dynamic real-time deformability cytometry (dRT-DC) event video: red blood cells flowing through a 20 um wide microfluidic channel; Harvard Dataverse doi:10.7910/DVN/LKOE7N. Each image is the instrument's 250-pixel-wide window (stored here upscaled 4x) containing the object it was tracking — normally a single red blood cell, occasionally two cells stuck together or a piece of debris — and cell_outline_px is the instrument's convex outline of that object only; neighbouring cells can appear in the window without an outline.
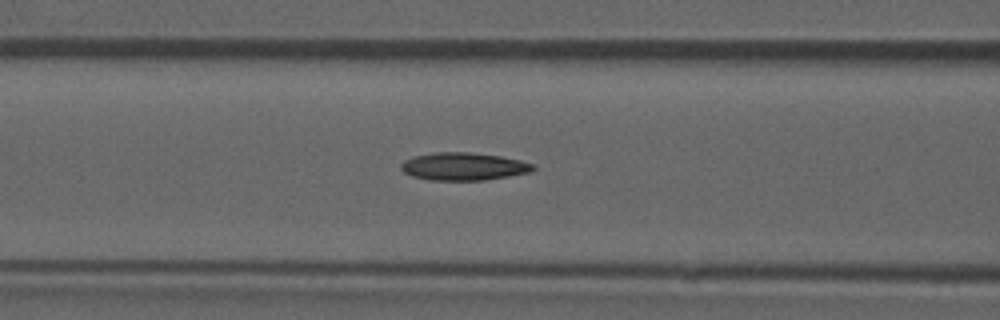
{"species": "common noctule bat (a hibernating species)", "species_latin": "Nyctalus noctula", "temperature_condition": "room temperature", "stored_images_in_passage": 5, "camera_frame_rate_fps": 3000, "um_per_image_px": 0.085, "animal": {"sex": "male", "forearm_length_mm": 52.5}, "frame": {"image": 1, "passage_image": 5, "time_ms": 1.333, "image_size_px": [1000, 320], "cell_outline_px": [[536, 168], [528, 172], [508, 176], [484, 180], [428, 180], [412, 176], [404, 172], [400, 168], [400, 164], [404, 160], [412, 156], [436, 152], [468, 152], [500, 156], [520, 160], [532, 164]], "centroid_in_image_um": [39.35, 14.14], "position_along_channel_um": 127.3, "area_um2": 21.27}}